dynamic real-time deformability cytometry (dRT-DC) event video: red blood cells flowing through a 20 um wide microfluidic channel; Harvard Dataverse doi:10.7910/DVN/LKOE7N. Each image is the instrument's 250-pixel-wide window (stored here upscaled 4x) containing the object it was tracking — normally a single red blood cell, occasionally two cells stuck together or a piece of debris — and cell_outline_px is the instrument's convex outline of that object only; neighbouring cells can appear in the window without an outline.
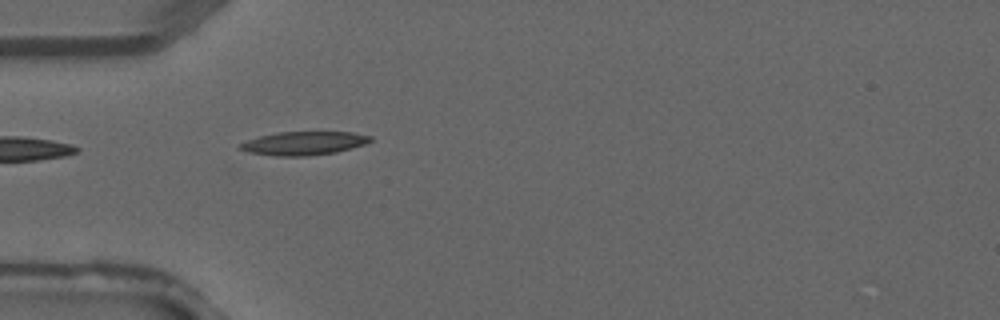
{"species": "common noctule bat (a hibernating species)", "species_latin": "Nyctalus noctula", "temperature_condition": "warm", "stored_images_in_passage": 1, "camera_frame_rate_fps": 3000, "um_per_image_px": 0.085, "animal": {"sex": "male", "forearm_length_mm": 52.5}, "frame": {"image": 1, "passage_image": 1, "time_ms": 0.0, "image_size_px": [1000, 320], "cell_outline_px": [[372, 140], [364, 144], [336, 152], [308, 156], [276, 156], [252, 152], [240, 148], [240, 144], [248, 140], [260, 136], [276, 132], [352, 132], [372, 136]], "centroid_in_image_um": [25.86, 12.17], "position_along_channel_um": 59.1, "area_um2": 17.57}}